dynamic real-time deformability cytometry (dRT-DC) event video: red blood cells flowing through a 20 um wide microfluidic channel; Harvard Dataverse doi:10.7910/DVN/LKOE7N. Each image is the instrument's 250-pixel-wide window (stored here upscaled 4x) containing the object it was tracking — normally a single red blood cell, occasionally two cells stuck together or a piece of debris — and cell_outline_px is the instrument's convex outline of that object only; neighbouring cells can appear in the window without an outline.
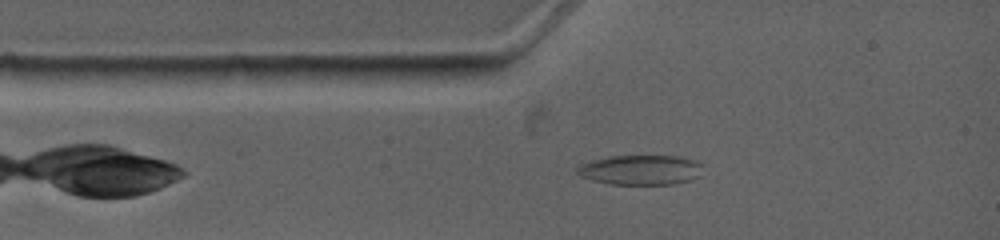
{"species": "common noctule bat (a hibernating species)", "species_latin": "Nyctalus noctula", "temperature_condition": "warm", "stored_images_in_passage": 4, "camera_frame_rate_fps": 4500, "um_per_image_px": 0.085, "animal": {"sex": "female", "body_mass_g": 19.0, "forearm_length_mm": 53.3}, "frame": {"image": 1, "passage_image": 2, "time_ms": 0.889, "image_size_px": [1000, 240], "cell_outline_px": [[700, 164], [692, 176], [688, 180], [672, 184], [608, 184], [592, 180], [580, 176], [576, 172], [576, 168], [580, 164], [588, 160], [608, 156], [680, 156], [696, 160]], "centroid_in_image_um": [54.28, 14.42], "position_along_channel_um": 30.7, "area_um2": 21.5}}
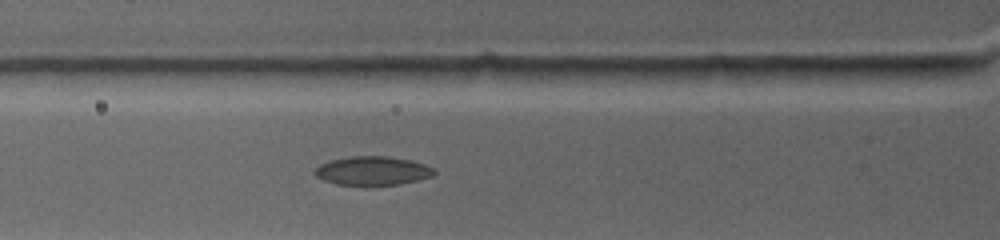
{"frame": {"image": 2, "passage_image": 4, "time_ms": 2.667, "image_size_px": [1000, 240], "cell_outline_px": [[436, 172], [432, 176], [416, 180], [396, 184], [336, 184], [324, 180], [316, 176], [312, 172], [320, 164], [332, 160], [348, 156], [388, 156], [408, 160], [424, 164], [432, 168]], "centroid_in_image_um": [31.63, 14.5], "position_along_channel_um": 94.2, "area_um2": 19.59}}